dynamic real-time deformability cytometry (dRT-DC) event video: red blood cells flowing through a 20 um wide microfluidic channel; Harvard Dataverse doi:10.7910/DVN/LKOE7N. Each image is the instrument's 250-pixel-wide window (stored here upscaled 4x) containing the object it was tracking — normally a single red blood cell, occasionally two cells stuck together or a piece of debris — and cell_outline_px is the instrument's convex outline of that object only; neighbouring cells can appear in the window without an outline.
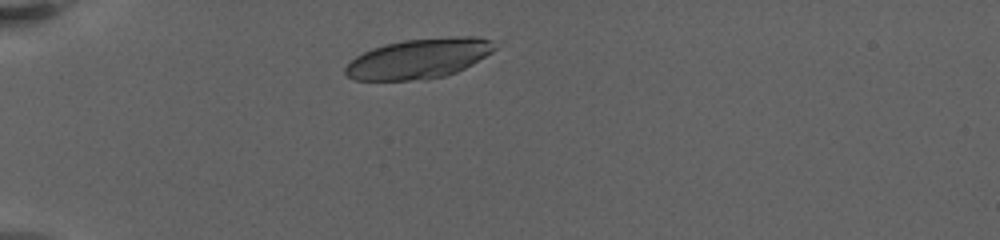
{"species": "human", "species_latin": "Homo sapiens", "temperature_condition": "warm", "stored_images_in_passage": 5, "camera_frame_rate_fps": 3000, "um_per_image_px": 0.085, "donor": {"sex": "female"}, "frame": {"image": 1, "passage_image": 1, "time_ms": 0.0, "image_size_px": [1000, 240], "cell_outline_px": [[500, 40], [496, 48], [492, 52], [472, 64], [456, 72], [444, 76], [428, 80], [352, 80], [344, 72], [344, 68], [356, 56], [372, 48], [384, 44], [404, 40], [452, 36], [480, 36]], "centroid_in_image_um": [35.68, 4.96], "position_along_channel_um": 49.3, "area_um2": 35.32}}
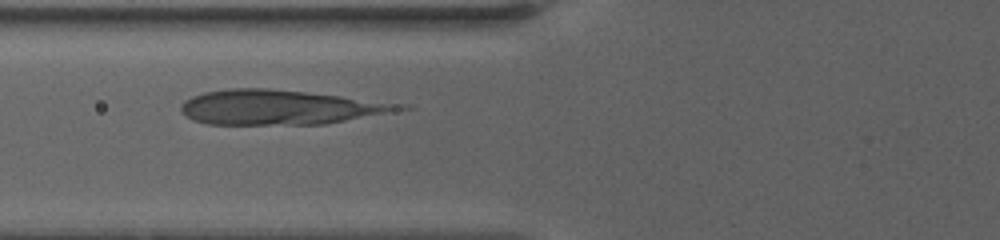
{"frame": {"image": 2, "passage_image": 4, "time_ms": 2.667, "image_size_px": [1000, 240], "cell_outline_px": [[416, 108], [324, 124], [208, 124], [192, 120], [180, 112], [180, 104], [184, 100], [192, 96], [204, 92], [228, 88], [268, 88], [308, 92], [408, 104]], "centroid_in_image_um": [23.81, 9.11], "position_along_channel_um": 102.0, "area_um2": 44.45}}
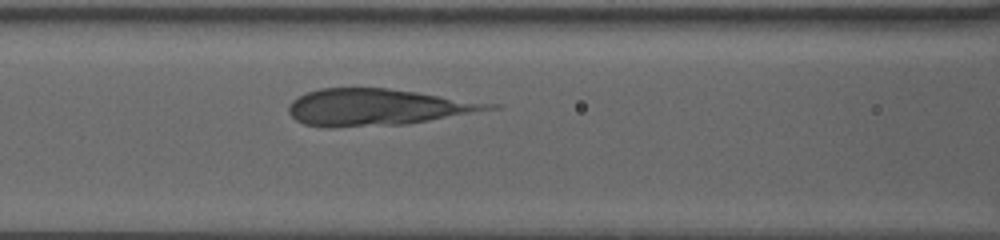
{"frame": {"image": 3, "passage_image": 5, "time_ms": 3.667, "image_size_px": [1000, 240], "cell_outline_px": [[500, 108], [408, 124], [332, 128], [328, 128], [304, 124], [296, 120], [288, 112], [288, 104], [292, 100], [308, 92], [320, 88], [388, 88], [500, 104]], "centroid_in_image_um": [32.07, 9.12], "position_along_channel_um": 134.5, "area_um2": 42.83}}